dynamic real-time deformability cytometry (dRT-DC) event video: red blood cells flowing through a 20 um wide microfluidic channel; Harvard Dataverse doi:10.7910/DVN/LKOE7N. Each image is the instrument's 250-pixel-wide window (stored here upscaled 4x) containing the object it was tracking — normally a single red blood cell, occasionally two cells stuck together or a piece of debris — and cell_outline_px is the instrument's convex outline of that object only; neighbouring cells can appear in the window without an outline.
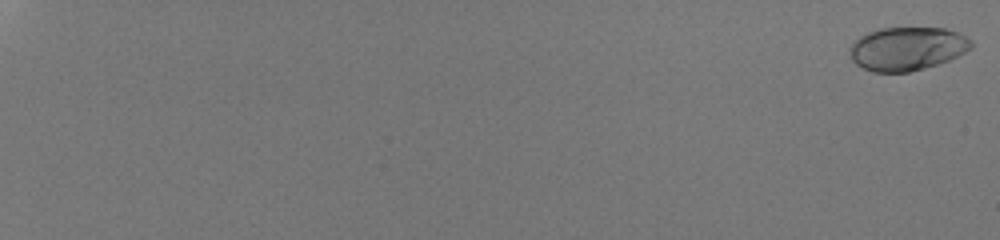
{"species": "human", "species_latin": "Homo sapiens", "temperature_condition": "room temperature", "stored_images_in_passage": 55, "camera_frame_rate_fps": 3000, "um_per_image_px": 0.085, "donor": {"sex": "male"}, "frame": {"image": 1, "passage_image": 1, "time_ms": 0.0, "image_size_px": [1000, 240], "cell_outline_px": [[972, 48], [948, 60], [924, 68], [908, 72], [872, 72], [856, 64], [852, 60], [848, 52], [848, 48], [860, 36], [868, 32], [880, 28], [944, 28], [956, 32], [972, 40]], "centroid_in_image_um": [77.07, 4.14], "position_along_channel_um": 7.9, "area_um2": 30.63}}
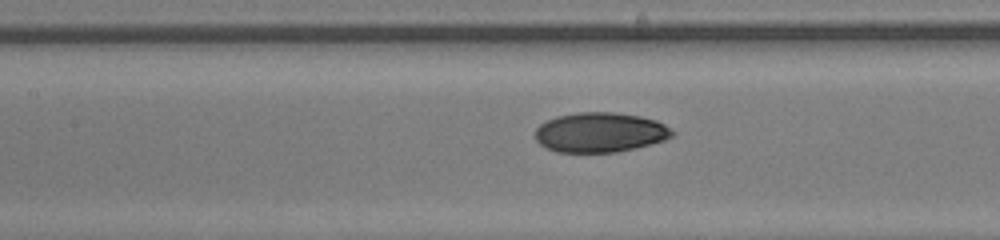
{"frame": {"image": 2, "passage_image": 32, "time_ms": 10.333, "image_size_px": [1000, 240], "cell_outline_px": [[676, 132], [672, 136], [664, 140], [652, 144], [616, 152], [556, 152], [540, 144], [536, 140], [536, 128], [540, 124], [556, 116], [580, 112], [616, 112], [640, 116], [656, 120], [664, 124]], "centroid_in_image_um": [51.02, 11.25], "position_along_channel_um": 156.4, "area_um2": 31.79}}
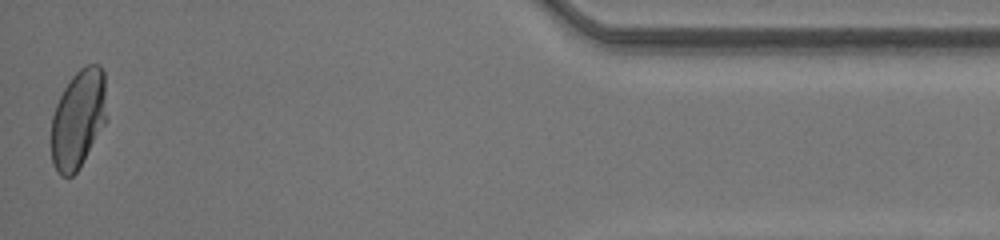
{"frame": {"image": 3, "passage_image": 55, "time_ms": 18.0, "image_size_px": [1000, 240], "cell_outline_px": [[108, 120], [80, 168], [72, 176], [60, 176], [52, 164], [52, 116], [56, 104], [64, 88], [72, 76], [84, 64], [100, 64], [104, 72]], "centroid_in_image_um": [6.69, 10.1], "position_along_channel_um": 428.5, "area_um2": 32.48}, "authors_computed_cell_mechanics": {"area_um2": 31.3854, "velocity_mm_per_s": 4.2478, "shape_relaxation_time_tau1_ms": 3.9362, "shape_relaxation_time_tau2_ms": 0.8652, "deformation_change_tau1": 0.1492, "deformation_change_tau2": 0.0363}}